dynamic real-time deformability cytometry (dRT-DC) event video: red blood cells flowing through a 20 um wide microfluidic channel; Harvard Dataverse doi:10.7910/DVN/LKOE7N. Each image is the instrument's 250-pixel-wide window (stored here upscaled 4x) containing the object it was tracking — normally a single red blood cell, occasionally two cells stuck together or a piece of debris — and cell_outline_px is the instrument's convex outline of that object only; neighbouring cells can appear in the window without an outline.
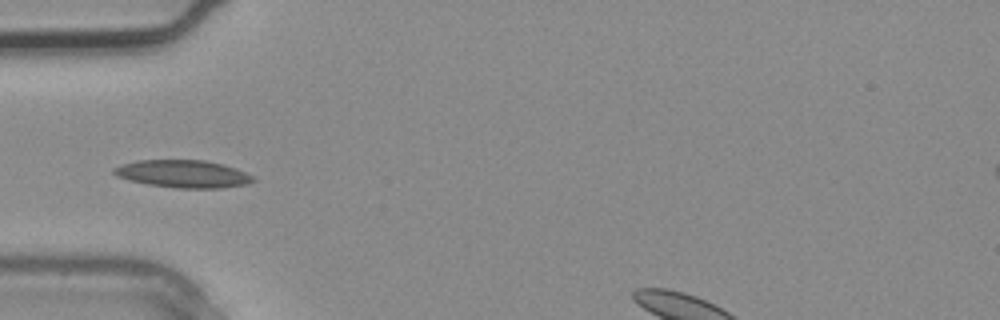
{"species": "common noctule bat (a hibernating species)", "species_latin": "Nyctalus noctula", "temperature_condition": "warm", "stored_images_in_passage": 4, "segment_of_instrument_passage": [1, 2], "camera_frame_rate_fps": 3000, "um_per_image_px": 0.085, "animal": {"sex": "male", "body_mass_g": 20.4}, "frame": {"image": 1, "passage_image": 3, "time_ms": 0.667, "image_size_px": [1000, 320], "cell_outline_px": [[256, 180], [244, 184], [220, 188], [176, 188], [148, 184], [128, 180], [116, 176], [112, 172], [112, 168], [120, 164], [136, 160], [204, 160], [224, 164], [236, 168], [252, 176]], "centroid_in_image_um": [15.5, 14.77], "position_along_channel_um": 69.5, "area_um2": 22.43}}